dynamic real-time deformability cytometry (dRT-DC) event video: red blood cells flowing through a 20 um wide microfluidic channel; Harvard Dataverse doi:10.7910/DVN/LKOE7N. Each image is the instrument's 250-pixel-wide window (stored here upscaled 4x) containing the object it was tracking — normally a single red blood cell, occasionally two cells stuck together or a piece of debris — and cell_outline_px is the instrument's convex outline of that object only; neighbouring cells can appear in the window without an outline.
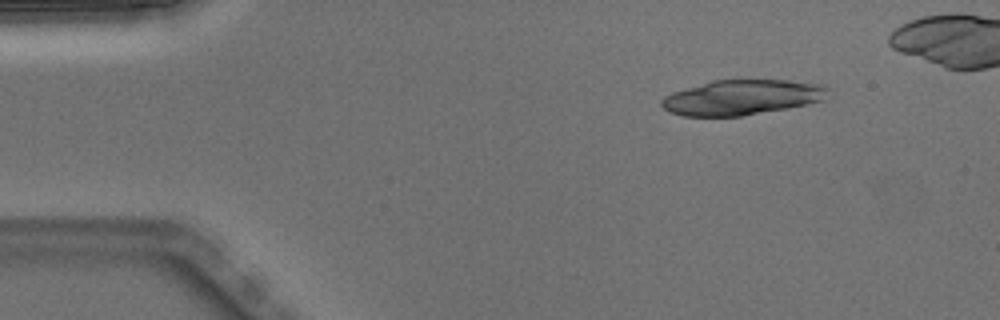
{"species": "Egyptian fruit bat (a non-hibernating species)", "species_latin": "Rousettus aegyptiacus", "temperature_condition": "warm", "stored_images_in_passage": 37, "camera_frame_rate_fps": 3000, "um_per_image_px": 0.085, "animal": {"sex": "male"}, "frame": {"image": 1, "passage_image": 6, "time_ms": 1.667, "image_size_px": [1000, 320], "cell_outline_px": [[832, 88], [824, 100], [788, 108], [740, 116], [684, 116], [668, 112], [660, 104], [660, 100], [664, 96], [672, 92], [712, 80], [788, 80], [820, 84]], "centroid_in_image_um": [63.07, 8.27], "position_along_channel_um": 21.9, "area_um2": 34.22}}